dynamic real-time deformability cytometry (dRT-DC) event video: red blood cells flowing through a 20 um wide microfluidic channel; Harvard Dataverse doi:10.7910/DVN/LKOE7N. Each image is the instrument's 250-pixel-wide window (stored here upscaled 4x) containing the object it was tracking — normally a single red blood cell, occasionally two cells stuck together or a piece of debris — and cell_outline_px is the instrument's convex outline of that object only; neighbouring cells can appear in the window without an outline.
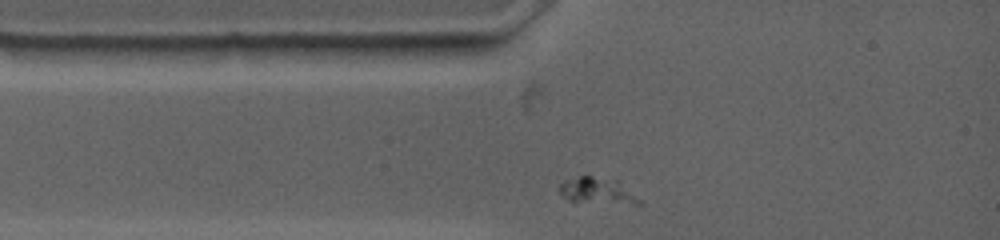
{"species": "common noctule bat (a hibernating species)", "species_latin": "Nyctalus noctula", "temperature_condition": "warm", "stored_images_in_passage": 14, "camera_frame_rate_fps": 4500, "um_per_image_px": 0.085, "animal": {"sex": "female", "body_mass_g": 19.0, "forearm_length_mm": 53.3}, "frame": {"image": 1, "passage_image": 1, "time_ms": 0.0, "image_size_px": [1000, 240], "cell_outline_px": [[644, 204], [636, 204], [568, 200], [560, 192], [560, 184], [564, 180], [580, 176], [592, 176], [620, 180]], "centroid_in_image_um": [50.8, 16.19], "position_along_channel_um": 34.2, "area_um2": 11.96}}
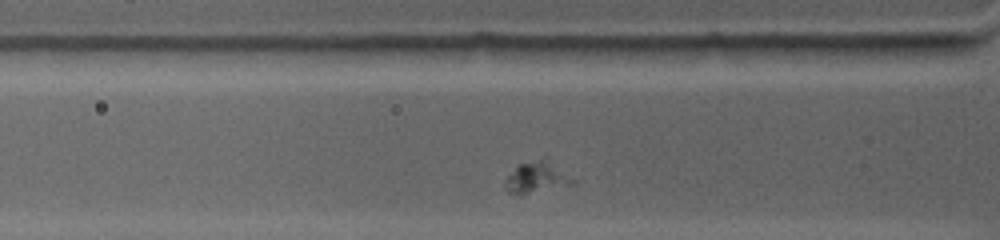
{"frame": {"image": 2, "passage_image": 7, "time_ms": 1.333, "image_size_px": [1000, 240], "cell_outline_px": [[580, 184], [524, 192], [508, 192], [504, 188], [504, 180], [520, 164], [540, 164], [576, 180]], "centroid_in_image_um": [45.54, 15.21], "position_along_channel_um": 80.3, "area_um2": 10.17}}
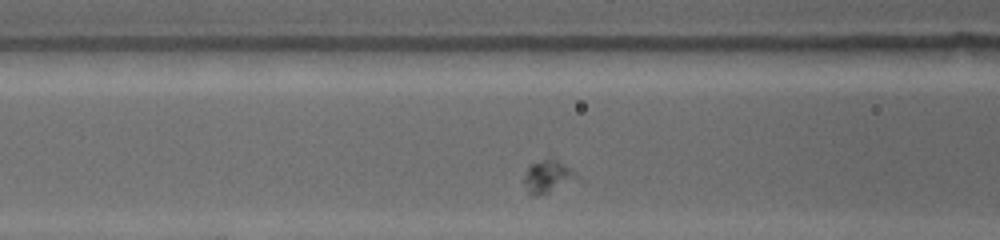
{"frame": {"image": 3, "passage_image": 12, "time_ms": 2.444, "image_size_px": [1000, 240], "cell_outline_px": [[584, 180], [536, 196], [532, 196], [528, 192], [524, 180], [524, 176], [528, 164], [544, 160], [552, 160], [576, 172]], "centroid_in_image_um": [46.62, 15.06], "position_along_channel_um": 120.0, "area_um2": 10.0}}